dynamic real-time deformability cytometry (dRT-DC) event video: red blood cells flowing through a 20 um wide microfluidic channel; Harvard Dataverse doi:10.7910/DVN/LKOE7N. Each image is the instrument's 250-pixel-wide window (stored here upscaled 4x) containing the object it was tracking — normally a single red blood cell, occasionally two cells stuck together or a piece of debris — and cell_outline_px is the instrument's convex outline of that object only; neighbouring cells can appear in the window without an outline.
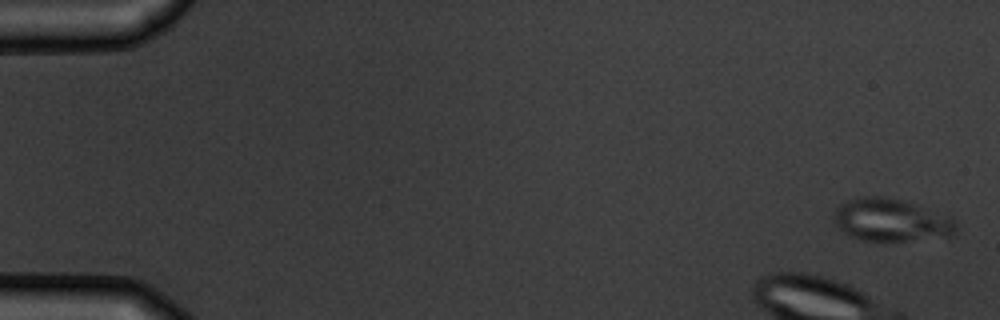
{"species": "common noctule bat (a hibernating species)", "species_latin": "Nyctalus noctula", "temperature_condition": "warm", "stored_images_in_passage": 6, "camera_frame_rate_fps": 3000, "um_per_image_px": 0.085, "animal": {"sex": "male", "body_mass_g": 19.5, "forearm_length_mm": 54.6}, "frame": {"image": 1, "passage_image": 1, "time_ms": 0.0, "image_size_px": [1000, 320], "cell_outline_px": [[956, 232], [952, 236], [908, 240], [860, 240], [848, 236], [840, 232], [832, 220], [836, 208], [840, 204], [856, 196], [880, 196], [904, 200], [952, 216], [956, 220]], "centroid_in_image_um": [75.72, 18.69], "position_along_channel_um": 9.3, "area_um2": 30.87}}